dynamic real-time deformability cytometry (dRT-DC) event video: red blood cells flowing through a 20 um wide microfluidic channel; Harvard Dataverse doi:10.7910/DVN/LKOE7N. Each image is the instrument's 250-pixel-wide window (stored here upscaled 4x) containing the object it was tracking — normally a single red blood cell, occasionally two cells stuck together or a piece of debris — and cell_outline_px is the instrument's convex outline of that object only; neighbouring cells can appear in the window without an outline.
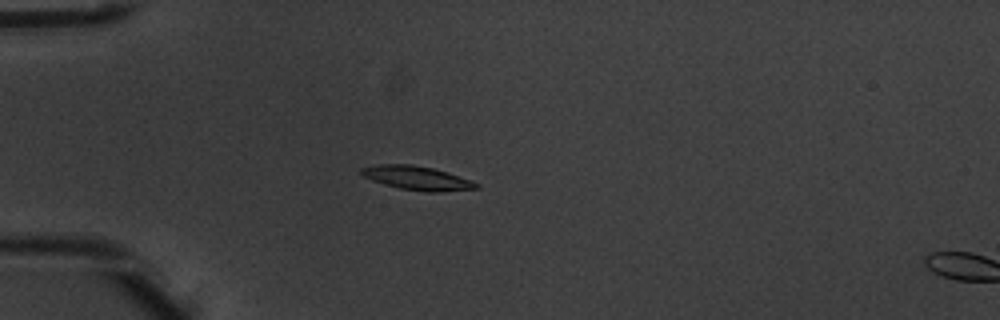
{"species": "common noctule bat (a hibernating species)", "species_latin": "Nyctalus noctula", "temperature_condition": "warm", "stored_images_in_passage": 4, "camera_frame_rate_fps": 3000, "um_per_image_px": 0.085, "animal": {"sex": "male", "body_mass_g": 20.1, "forearm_length_mm": 53.5}, "frame": {"image": 1, "passage_image": 3, "time_ms": 0.667, "image_size_px": [1000, 320], "cell_outline_px": [[480, 188], [440, 192], [428, 192], [400, 188], [384, 184], [372, 180], [364, 176], [360, 172], [360, 168], [380, 164], [412, 164], [432, 168], [448, 172], [472, 180], [480, 184]], "centroid_in_image_um": [35.5, 15.13], "position_along_channel_um": 49.5, "area_um2": 16.01}}